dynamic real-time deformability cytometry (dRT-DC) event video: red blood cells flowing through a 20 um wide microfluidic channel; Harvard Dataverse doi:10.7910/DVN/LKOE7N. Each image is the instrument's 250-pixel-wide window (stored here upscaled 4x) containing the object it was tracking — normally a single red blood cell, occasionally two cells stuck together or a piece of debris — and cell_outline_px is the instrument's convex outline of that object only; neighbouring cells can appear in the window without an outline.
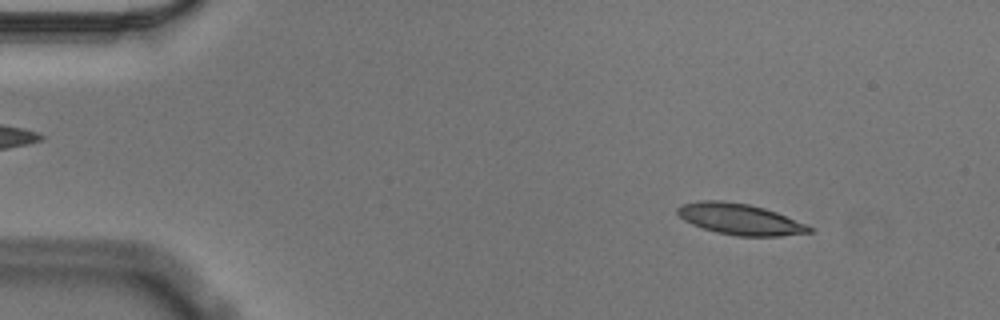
{"species": "Egyptian fruit bat (a non-hibernating species)", "species_latin": "Rousettus aegyptiacus", "temperature_condition": "cold", "stored_images_in_passage": 55, "camera_frame_rate_fps": 3000, "um_per_image_px": 0.085, "animal": {"sex": "male"}, "frame": {"image": 1, "passage_image": 6, "time_ms": 1.667, "image_size_px": [1000, 320], "cell_outline_px": [[812, 232], [780, 236], [736, 236], [716, 232], [692, 224], [684, 220], [676, 212], [676, 208], [680, 204], [700, 200], [724, 200], [748, 204], [764, 208], [776, 212], [808, 224], [812, 228]], "centroid_in_image_um": [62.88, 18.62], "position_along_channel_um": 22.1, "area_um2": 23.99}}
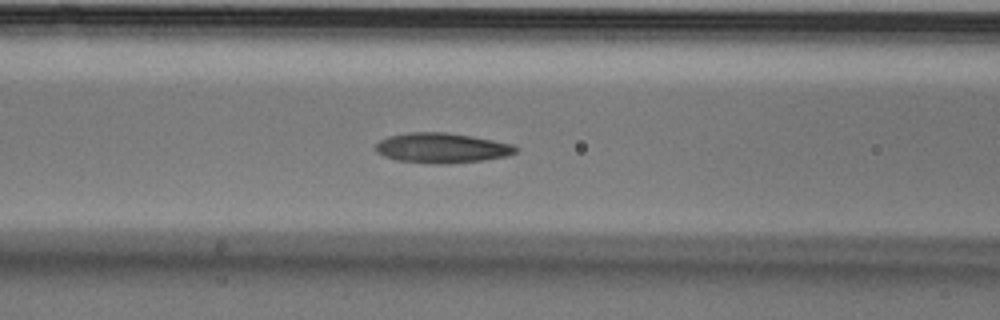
{"frame": {"image": 2, "passage_image": 22, "time_ms": 7.0, "image_size_px": [1000, 320], "cell_outline_px": [[520, 148], [516, 152], [508, 156], [484, 160], [448, 164], [428, 164], [396, 160], [384, 156], [376, 152], [376, 144], [380, 140], [388, 136], [408, 132], [444, 132], [472, 136], [512, 144]], "centroid_in_image_um": [37.56, 12.58], "position_along_channel_um": 129.0, "area_um2": 24.74}}
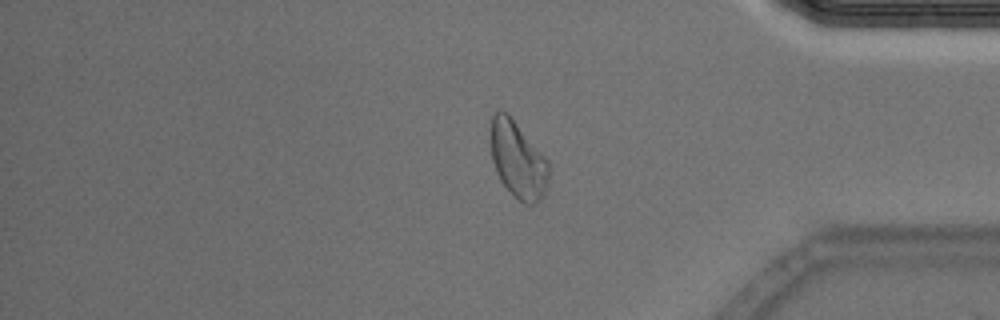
{"frame": {"image": 3, "passage_image": 46, "time_ms": 15.0, "image_size_px": [1000, 320], "cell_outline_px": [[548, 176], [544, 196], [536, 204], [524, 204], [500, 180], [496, 172], [492, 160], [488, 136], [492, 116], [500, 108], [508, 112], [548, 160]], "centroid_in_image_um": [43.98, 13.51], "position_along_channel_um": 391.2, "area_um2": 26.3}, "authors_computed_cell_mechanics": {"area_um2": 24.276, "velocity_mm_per_s": 3.5308, "shape_relaxation_time_tau1_ms": 5.0419, "shape_relaxation_time_tau2_ms": 2.78, "deformation_change_tau1": 0.1545, "deformation_change_tau2": 0.0904}}